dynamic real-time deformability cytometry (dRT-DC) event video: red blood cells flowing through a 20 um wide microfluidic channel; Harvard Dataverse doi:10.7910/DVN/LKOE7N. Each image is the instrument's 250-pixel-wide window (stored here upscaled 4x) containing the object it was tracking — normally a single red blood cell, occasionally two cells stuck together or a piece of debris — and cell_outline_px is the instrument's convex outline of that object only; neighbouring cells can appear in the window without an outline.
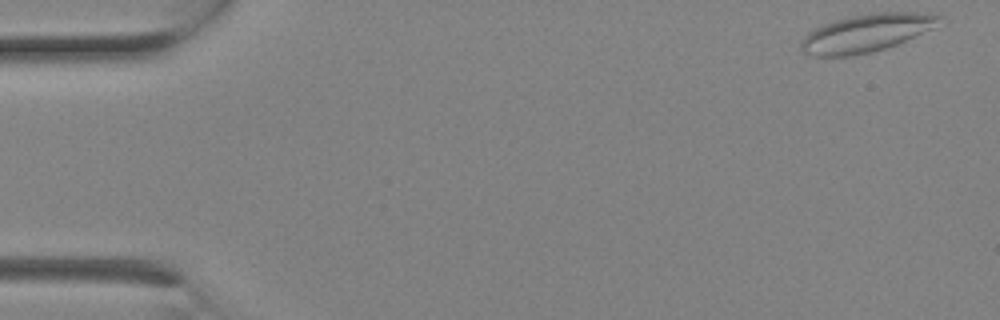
{"species": "Egyptian fruit bat (a non-hibernating species)", "species_latin": "Rousettus aegyptiacus", "temperature_condition": "room temperature", "stored_images_in_passage": 3, "camera_frame_rate_fps": 3000, "um_per_image_px": 0.085, "animal": {"sex": "female"}, "frame": {"image": 1, "passage_image": 1, "time_ms": 0.0, "image_size_px": [1000, 320], "cell_outline_px": [[944, 16], [932, 28], [896, 44], [872, 52], [852, 56], [812, 56], [804, 52], [800, 48], [800, 40], [808, 32], [824, 24], [836, 20], [868, 12], [916, 12]], "centroid_in_image_um": [73.59, 2.81], "position_along_channel_um": 11.4, "area_um2": 30.23}}